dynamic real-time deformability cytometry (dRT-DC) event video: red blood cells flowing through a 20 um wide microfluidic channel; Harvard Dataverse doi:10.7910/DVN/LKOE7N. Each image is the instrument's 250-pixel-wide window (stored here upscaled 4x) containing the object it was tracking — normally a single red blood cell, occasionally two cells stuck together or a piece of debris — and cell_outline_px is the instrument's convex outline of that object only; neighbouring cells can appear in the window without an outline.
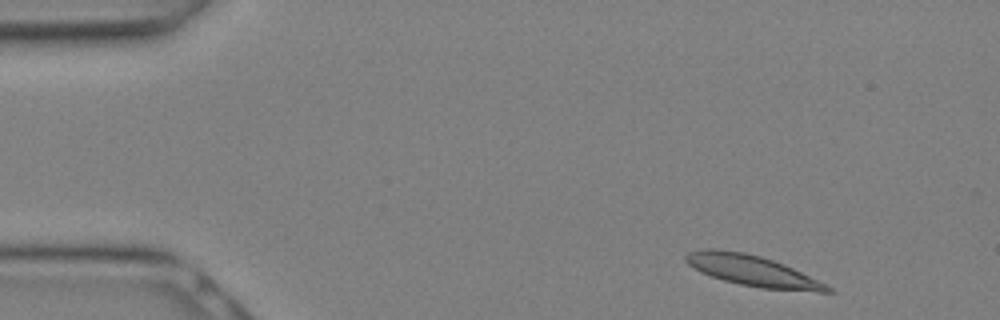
{"species": "Egyptian fruit bat (a non-hibernating species)", "species_latin": "Rousettus aegyptiacus", "temperature_condition": "warm", "stored_images_in_passage": 8, "camera_frame_rate_fps": 3000, "um_per_image_px": 0.085, "animal": {"sex": "female"}, "frame": {"image": 1, "passage_image": 1, "time_ms": 0.0, "image_size_px": [1000, 320], "cell_outline_px": [[836, 292], [820, 292], [760, 288], [740, 284], [724, 280], [700, 272], [692, 268], [684, 260], [684, 256], [688, 252], [704, 248], [716, 248], [744, 252], [760, 256], [784, 264], [832, 288]], "centroid_in_image_um": [63.88, 23.0], "position_along_channel_um": 21.1, "area_um2": 25.26}}
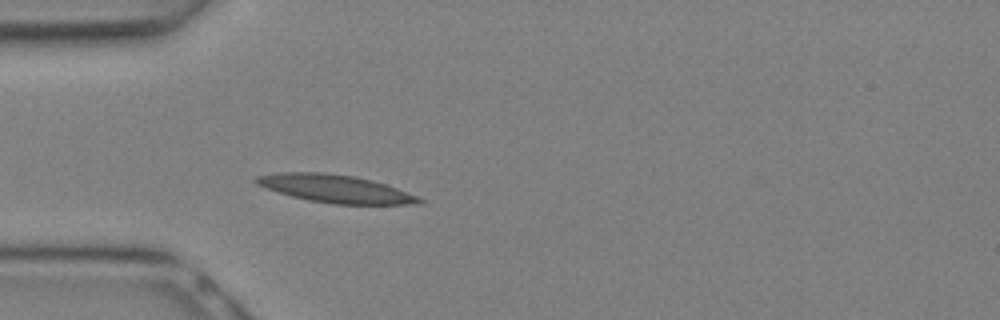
{"frame": {"image": 2, "passage_image": 6, "time_ms": 1.667, "image_size_px": [1000, 320], "cell_outline_px": [[424, 204], [332, 204], [308, 200], [292, 196], [256, 184], [252, 180], [256, 176], [280, 172], [324, 172], [352, 176], [372, 180], [396, 188], [416, 196], [424, 200]], "centroid_in_image_um": [28.49, 16.04], "position_along_channel_um": 56.5, "area_um2": 26.18}}
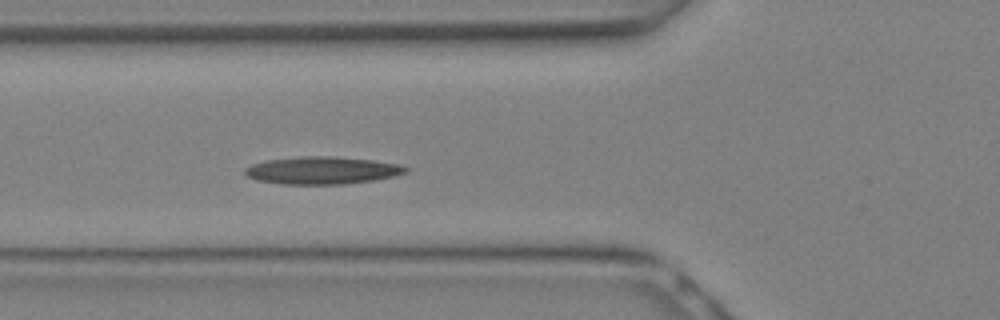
{"frame": {"image": 3, "passage_image": 8, "time_ms": 2.333, "image_size_px": [1000, 320], "cell_outline_px": [[408, 172], [396, 176], [372, 180], [344, 184], [280, 184], [256, 180], [248, 176], [244, 172], [244, 168], [252, 164], [268, 160], [300, 156], [332, 156], [372, 160], [400, 164], [408, 168]], "centroid_in_image_um": [27.39, 14.48], "position_along_channel_um": 98.4, "area_um2": 25.78}}